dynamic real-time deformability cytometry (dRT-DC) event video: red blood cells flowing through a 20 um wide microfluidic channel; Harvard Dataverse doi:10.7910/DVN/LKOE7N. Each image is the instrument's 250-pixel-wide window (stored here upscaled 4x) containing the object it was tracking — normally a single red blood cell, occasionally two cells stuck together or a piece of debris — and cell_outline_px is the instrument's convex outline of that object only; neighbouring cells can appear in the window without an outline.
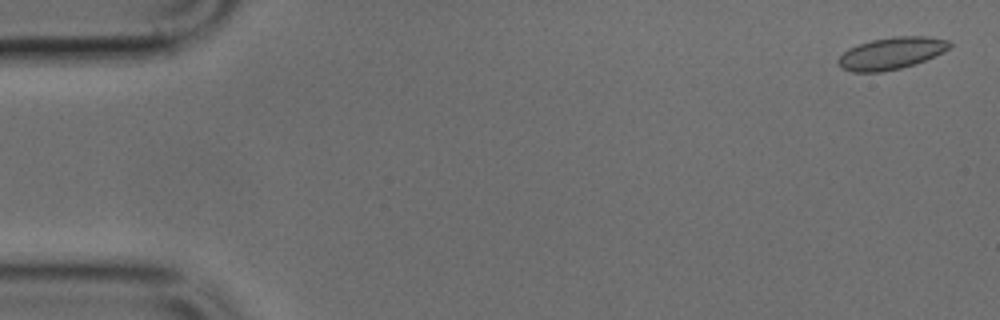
{"species": "common noctule bat (a hibernating species)", "species_latin": "Nyctalus noctula", "temperature_condition": "cold", "stored_images_in_passage": 49, "camera_frame_rate_fps": 3000, "um_per_image_px": 0.085, "animal": {"sex": "male", "body_mass_g": 17.9, "forearm_length_mm": 54.2}, "frame": {"image": 1, "passage_image": 1, "time_ms": 0.0, "image_size_px": [1000, 320], "cell_outline_px": [[952, 44], [944, 52], [916, 64], [900, 68], [880, 72], [852, 72], [840, 68], [836, 60], [848, 48], [872, 40], [896, 36], [928, 36], [948, 40]], "centroid_in_image_um": [75.75, 4.53], "position_along_channel_um": 9.2, "area_um2": 20.81}}
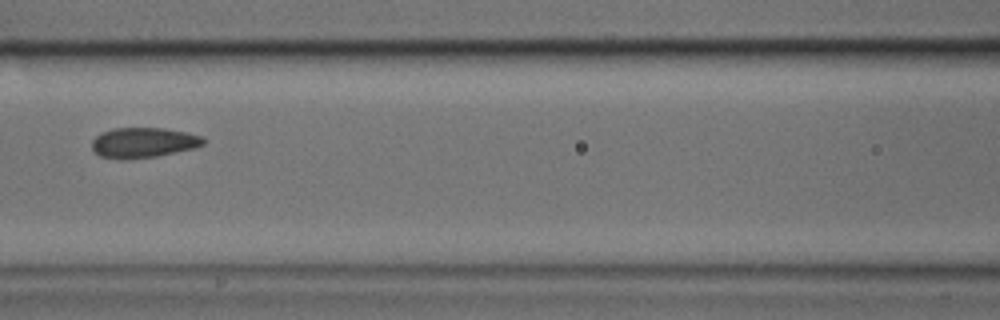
{"frame": {"image": 2, "passage_image": 21, "time_ms": 6.667, "image_size_px": [1000, 320], "cell_outline_px": [[208, 140], [204, 144], [196, 148], [156, 156], [120, 160], [100, 156], [92, 148], [92, 140], [96, 136], [112, 128], [164, 128], [184, 132], [200, 136]], "centroid_in_image_um": [12.2, 12.13], "position_along_channel_um": 154.4, "area_um2": 19.59}}
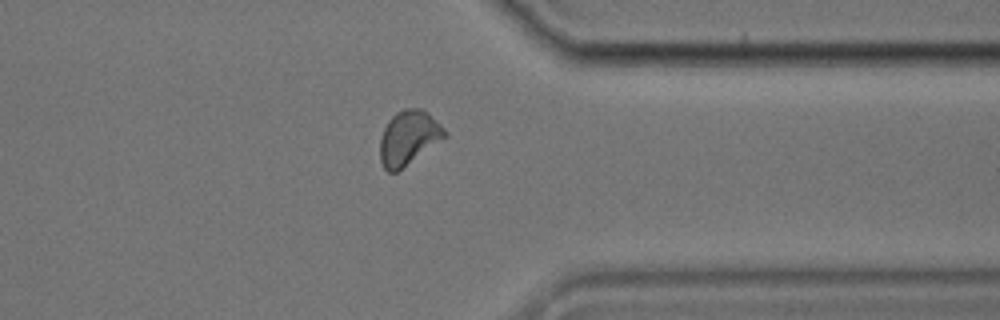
{"frame": {"image": 3, "passage_image": 38, "time_ms": 12.333, "image_size_px": [1000, 320], "cell_outline_px": [[448, 136], [396, 172], [388, 172], [384, 168], [380, 160], [380, 140], [384, 128], [388, 120], [396, 112], [404, 108], [420, 108], [428, 112], [448, 132]], "centroid_in_image_um": [34.74, 11.69], "position_along_channel_um": 376.7, "area_um2": 20.46}}